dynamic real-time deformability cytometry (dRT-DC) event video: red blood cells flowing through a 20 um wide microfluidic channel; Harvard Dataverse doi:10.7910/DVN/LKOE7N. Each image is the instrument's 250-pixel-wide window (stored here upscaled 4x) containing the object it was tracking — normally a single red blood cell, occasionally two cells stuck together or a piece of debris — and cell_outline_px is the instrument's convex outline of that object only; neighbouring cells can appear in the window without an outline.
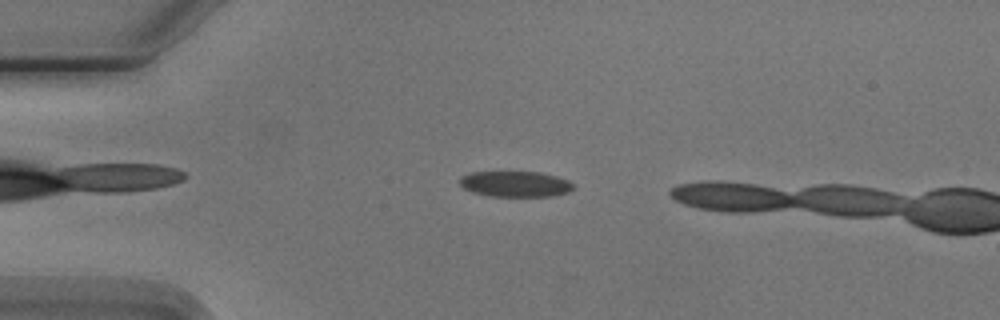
{"species": "Egyptian fruit bat (a non-hibernating species)", "species_latin": "Rousettus aegyptiacus", "temperature_condition": "cold", "stored_images_in_passage": 4, "camera_frame_rate_fps": 3000, "um_per_image_px": 0.085, "animal": {"sex": "male"}, "frame": {"image": 1, "passage_image": 3, "time_ms": 2.333, "image_size_px": [1000, 320], "cell_outline_px": [[572, 188], [568, 192], [552, 196], [492, 196], [472, 192], [464, 188], [460, 184], [460, 180], [464, 176], [472, 172], [540, 172], [556, 176], [568, 180], [572, 184]], "centroid_in_image_um": [43.81, 15.64], "position_along_channel_um": 41.2, "area_um2": 16.76}}